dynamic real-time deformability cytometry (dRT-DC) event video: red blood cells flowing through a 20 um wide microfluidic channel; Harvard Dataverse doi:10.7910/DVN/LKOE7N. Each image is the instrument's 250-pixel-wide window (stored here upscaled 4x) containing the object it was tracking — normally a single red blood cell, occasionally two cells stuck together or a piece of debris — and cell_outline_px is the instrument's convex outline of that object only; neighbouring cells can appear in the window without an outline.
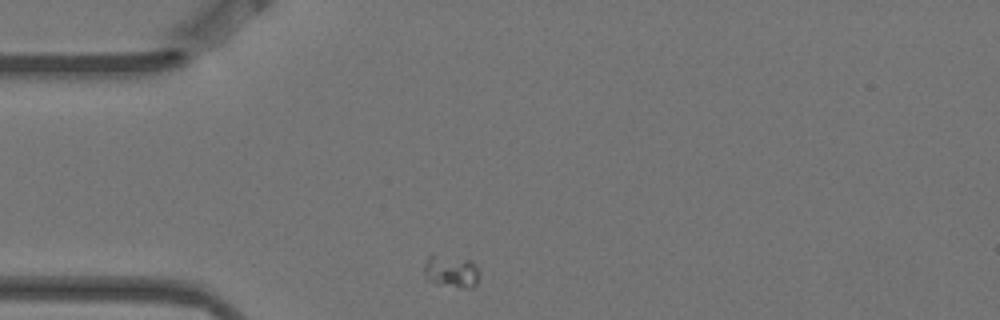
{"species": "Egyptian fruit bat (a non-hibernating species)", "species_latin": "Rousettus aegyptiacus", "temperature_condition": "warm", "stored_images_in_passage": 5, "camera_frame_rate_fps": 3000, "um_per_image_px": 0.085, "animal": {"sex": "female"}, "frame": {"image": 1, "passage_image": 1, "time_ms": 0.0, "image_size_px": [1000, 320], "cell_outline_px": [[480, 276], [476, 284], [472, 288], [460, 288], [436, 284], [428, 280], [424, 276], [424, 264], [428, 256], [432, 256], [472, 260], [480, 272]], "centroid_in_image_um": [38.38, 23.12], "position_along_channel_um": 46.6, "area_um2": 10.4}}
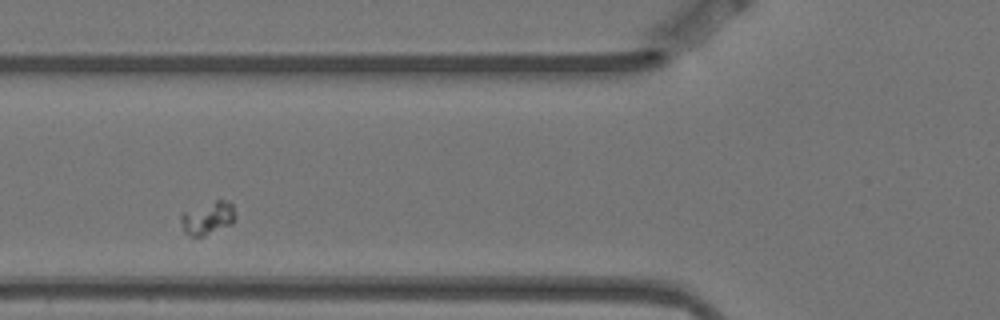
{"frame": {"image": 2, "passage_image": 3, "time_ms": 0.667, "image_size_px": [1000, 320], "cell_outline_px": [[236, 220], [232, 224], [204, 236], [188, 236], [184, 232], [180, 220], [180, 212], [216, 200], [224, 200], [232, 204], [236, 216]], "centroid_in_image_um": [17.64, 18.54], "position_along_channel_um": 108.2, "area_um2": 10.64}}
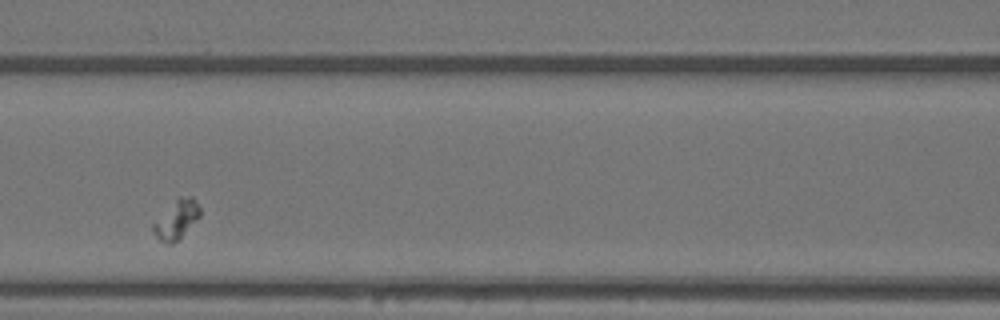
{"frame": {"image": 3, "passage_image": 4, "time_ms": 1.0, "image_size_px": [1000, 320], "cell_outline_px": [[200, 216], [172, 244], [168, 244], [160, 240], [152, 232], [152, 224], [180, 196], [192, 196], [200, 208]], "centroid_in_image_um": [14.99, 18.66], "position_along_channel_um": 151.6, "area_um2": 10.06}}